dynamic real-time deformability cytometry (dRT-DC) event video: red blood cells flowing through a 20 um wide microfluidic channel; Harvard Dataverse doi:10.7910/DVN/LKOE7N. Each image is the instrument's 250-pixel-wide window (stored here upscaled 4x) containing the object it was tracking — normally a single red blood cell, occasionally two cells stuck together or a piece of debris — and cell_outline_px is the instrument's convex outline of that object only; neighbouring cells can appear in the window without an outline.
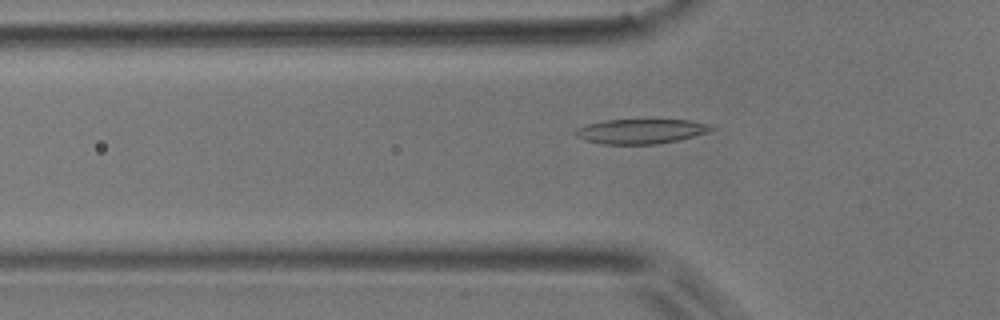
{"species": "common noctule bat (a hibernating species)", "species_latin": "Nyctalus noctula", "temperature_condition": "room temperature", "stored_images_in_passage": 46, "camera_frame_rate_fps": 3000, "um_per_image_px": 0.085, "animal": {"sex": "male", "body_mass_g": 17.9}, "frame": {"image": 1, "passage_image": 12, "time_ms": 3.667, "image_size_px": [1000, 320], "cell_outline_px": [[716, 128], [708, 132], [676, 140], [656, 144], [604, 144], [584, 140], [576, 136], [572, 132], [576, 128], [588, 124], [604, 120], [692, 120], [712, 124]], "centroid_in_image_um": [54.46, 11.15], "position_along_channel_um": 71.3, "area_um2": 19.59}}
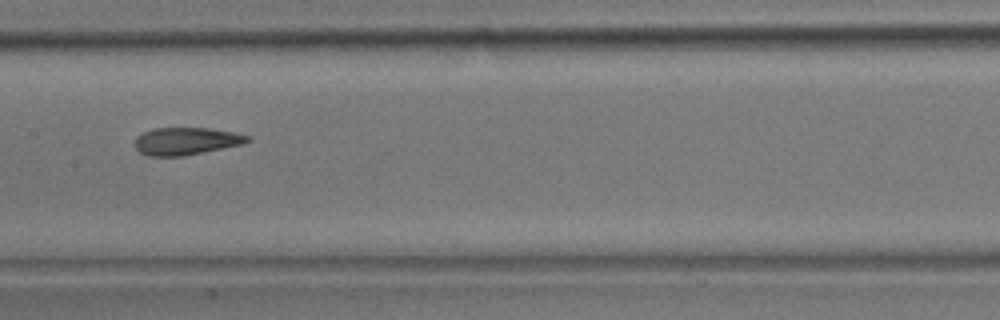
{"frame": {"image": 2, "passage_image": 21, "time_ms": 6.667, "image_size_px": [1000, 320], "cell_outline_px": [[252, 140], [240, 144], [184, 156], [148, 156], [140, 152], [136, 148], [136, 136], [152, 128], [208, 128], [232, 132], [248, 136]], "centroid_in_image_um": [15.78, 11.99], "position_along_channel_um": 191.6, "area_um2": 17.74}}
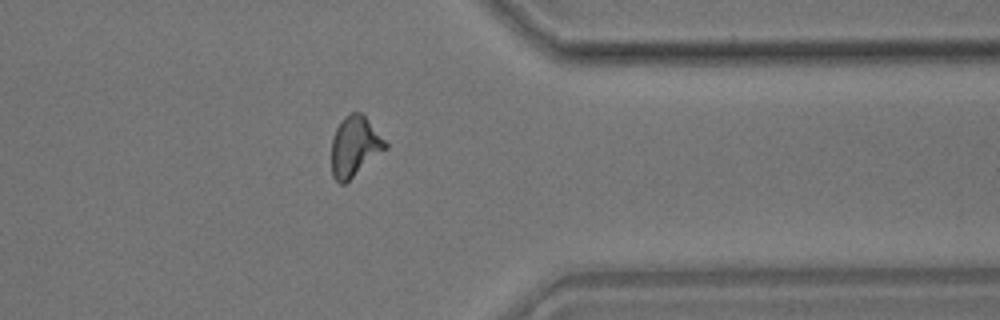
{"frame": {"image": 3, "passage_image": 36, "time_ms": 11.667, "image_size_px": [1000, 320], "cell_outline_px": [[388, 148], [344, 184], [340, 184], [332, 176], [332, 140], [336, 128], [344, 116], [352, 112], [360, 112], [364, 116], [388, 144]], "centroid_in_image_um": [30.14, 12.46], "position_along_channel_um": 381.3, "area_um2": 18.67}, "authors_computed_cell_mechanics": {"area_um2": 18.6694, "velocity_mm_per_s": 3.9807, "shape_relaxation_time_tau1_ms": null, "shape_relaxation_time_tau2_ms": 2.083, "deformation_change_tau1": null, "deformation_change_tau2": 0.0992}}